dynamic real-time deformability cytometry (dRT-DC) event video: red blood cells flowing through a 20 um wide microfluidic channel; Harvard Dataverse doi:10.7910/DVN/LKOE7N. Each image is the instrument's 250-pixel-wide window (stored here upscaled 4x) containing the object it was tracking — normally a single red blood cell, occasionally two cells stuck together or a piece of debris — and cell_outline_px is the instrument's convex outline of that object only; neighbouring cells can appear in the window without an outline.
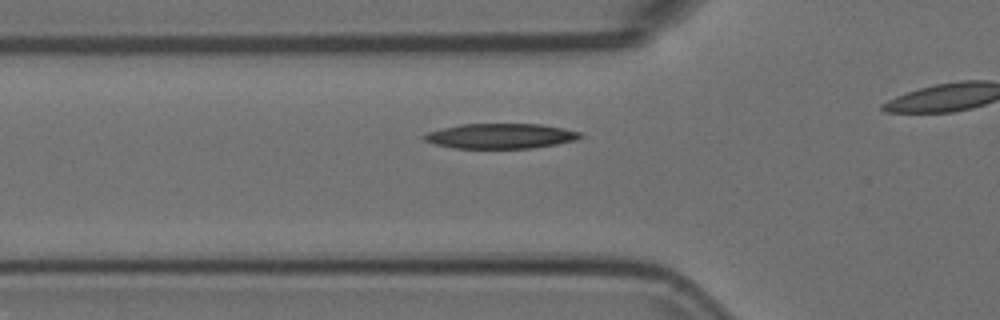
{"species": "Egyptian fruit bat (a non-hibernating species)", "species_latin": "Rousettus aegyptiacus", "temperature_condition": "room temperature", "stored_images_in_passage": 18, "camera_frame_rate_fps": 3000, "um_per_image_px": 0.085, "animal": {"sex": "female"}, "frame": {"image": 1, "passage_image": 13, "time_ms": 4.0, "image_size_px": [1000, 320], "cell_outline_px": [[584, 136], [576, 140], [556, 144], [532, 148], [452, 148], [432, 144], [424, 140], [420, 136], [428, 132], [460, 124], [540, 124], [564, 128], [580, 132]], "centroid_in_image_um": [42.53, 11.56], "position_along_channel_um": 83.3, "area_um2": 22.89}}
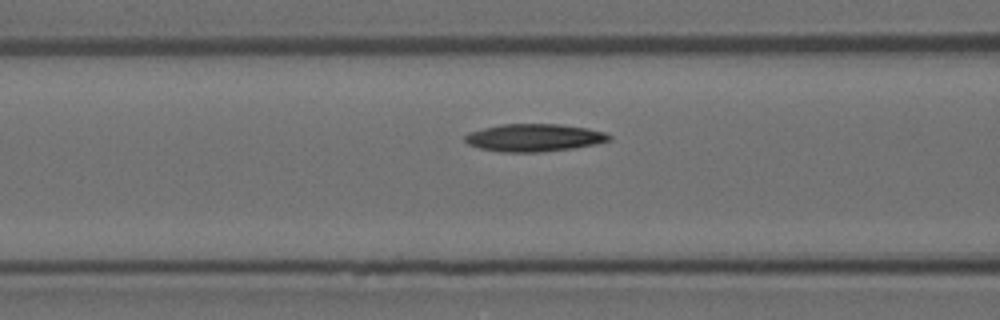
{"frame": {"image": 2, "passage_image": 16, "time_ms": 5.0, "image_size_px": [1000, 320], "cell_outline_px": [[612, 140], [596, 144], [572, 148], [536, 152], [504, 152], [480, 148], [468, 144], [464, 140], [464, 136], [468, 132], [500, 124], [560, 124], [588, 128], [604, 132], [612, 136]], "centroid_in_image_um": [45.41, 11.69], "position_along_channel_um": 121.2, "area_um2": 23.18}}